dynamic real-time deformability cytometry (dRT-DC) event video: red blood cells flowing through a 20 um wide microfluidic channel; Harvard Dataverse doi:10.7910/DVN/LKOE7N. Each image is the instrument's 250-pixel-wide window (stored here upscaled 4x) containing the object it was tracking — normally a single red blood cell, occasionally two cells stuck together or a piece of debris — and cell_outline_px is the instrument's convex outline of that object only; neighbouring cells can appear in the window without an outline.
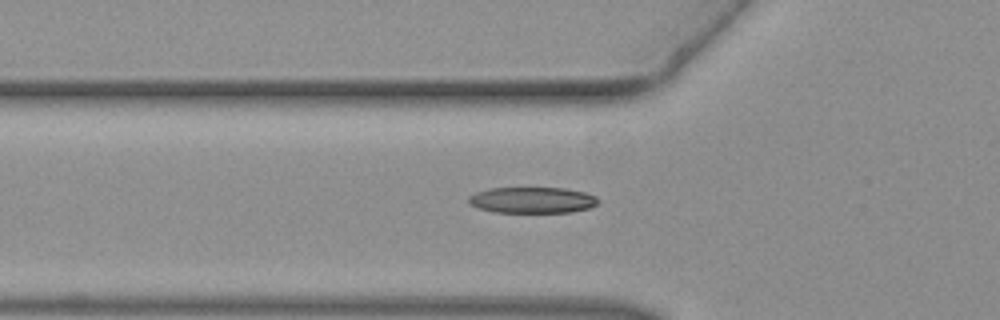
{"species": "common noctule bat (a hibernating species)", "species_latin": "Nyctalus noctula", "temperature_condition": "warm", "stored_images_in_passage": 46, "camera_frame_rate_fps": 3000, "um_per_image_px": 0.085, "animal": {"sex": "female", "body_mass_g": 19.3, "forearm_length_mm": 54.1}, "frame": {"image": 1, "passage_image": 16, "time_ms": 5.0, "image_size_px": [1000, 320], "cell_outline_px": [[600, 200], [596, 204], [588, 208], [572, 212], [492, 212], [476, 208], [468, 204], [468, 196], [476, 192], [488, 188], [564, 188], [584, 192], [596, 196]], "centroid_in_image_um": [45.19, 17.01], "position_along_channel_um": 80.6, "area_um2": 19.83}}
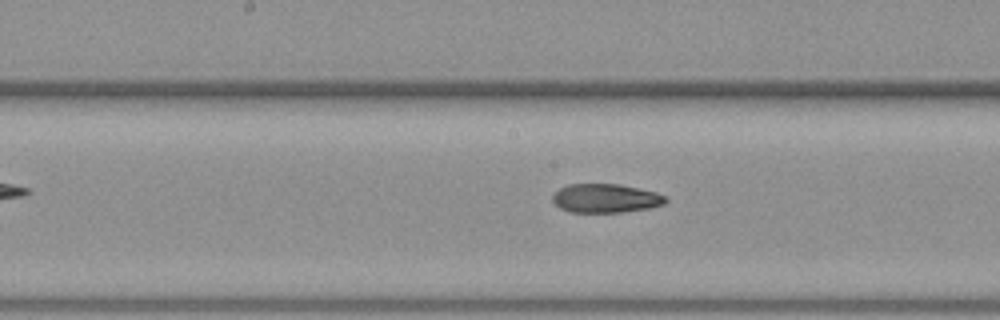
{"frame": {"image": 2, "passage_image": 24, "time_ms": 7.667, "image_size_px": [1000, 320], "cell_outline_px": [[668, 200], [664, 204], [648, 208], [620, 212], [568, 212], [560, 208], [552, 200], [552, 196], [560, 188], [568, 184], [620, 184], [656, 192], [664, 196]], "centroid_in_image_um": [51.46, 16.85], "position_along_channel_um": 196.7, "area_um2": 18.9}}
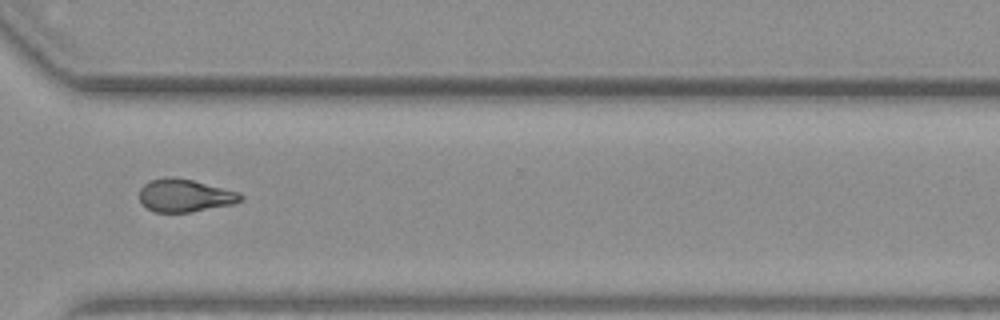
{"frame": {"image": 3, "passage_image": 35, "time_ms": 11.333, "image_size_px": [1000, 320], "cell_outline_px": [[244, 200], [232, 204], [192, 212], [156, 212], [148, 208], [140, 200], [140, 188], [144, 184], [152, 180], [168, 176], [192, 180], [240, 192], [244, 196]], "centroid_in_image_um": [15.75, 16.62], "position_along_channel_um": 354.8, "area_um2": 19.25}}